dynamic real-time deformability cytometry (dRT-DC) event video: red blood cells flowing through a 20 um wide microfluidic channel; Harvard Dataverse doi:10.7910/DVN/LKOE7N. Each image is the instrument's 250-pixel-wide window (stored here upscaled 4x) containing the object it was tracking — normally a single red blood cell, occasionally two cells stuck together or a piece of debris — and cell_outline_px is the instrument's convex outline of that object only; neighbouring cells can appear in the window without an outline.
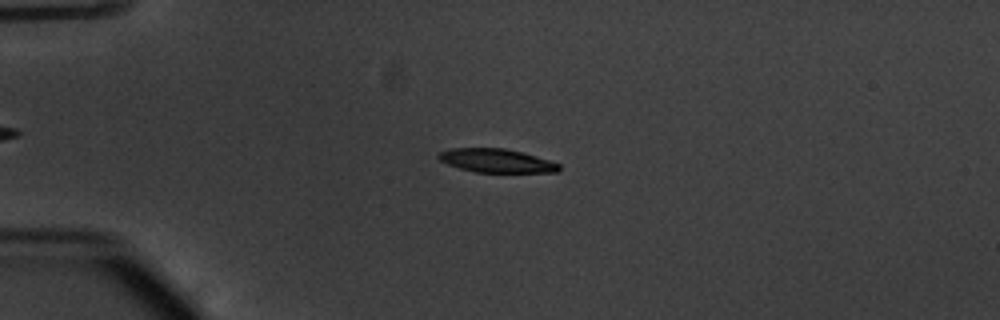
{"species": "common noctule bat (a hibernating species)", "species_latin": "Nyctalus noctula", "temperature_condition": "warm", "stored_images_in_passage": 54, "camera_frame_rate_fps": 3000, "um_per_image_px": 0.085, "animal": {"sex": "male", "body_mass_g": 20.1, "forearm_length_mm": 53.5}, "frame": {"image": 1, "passage_image": 14, "time_ms": 4.333, "image_size_px": [1000, 320], "cell_outline_px": [[560, 168], [556, 172], [476, 172], [460, 168], [448, 164], [440, 160], [436, 156], [440, 152], [448, 148], [504, 148], [524, 152], [560, 164]], "centroid_in_image_um": [42.18, 13.65], "position_along_channel_um": 42.8, "area_um2": 16.53}}
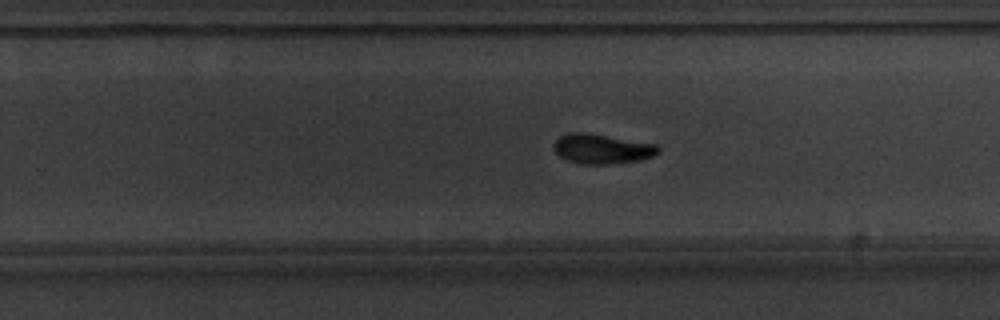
{"frame": {"image": 2, "passage_image": 35, "time_ms": 11.333, "image_size_px": [1000, 320], "cell_outline_px": [[660, 152], [652, 156], [640, 160], [608, 164], [580, 164], [568, 160], [560, 156], [552, 148], [552, 144], [560, 136], [568, 132], [588, 132], [656, 144], [660, 148]], "centroid_in_image_um": [51.14, 12.64], "position_along_channel_um": 278.7, "area_um2": 18.26}}
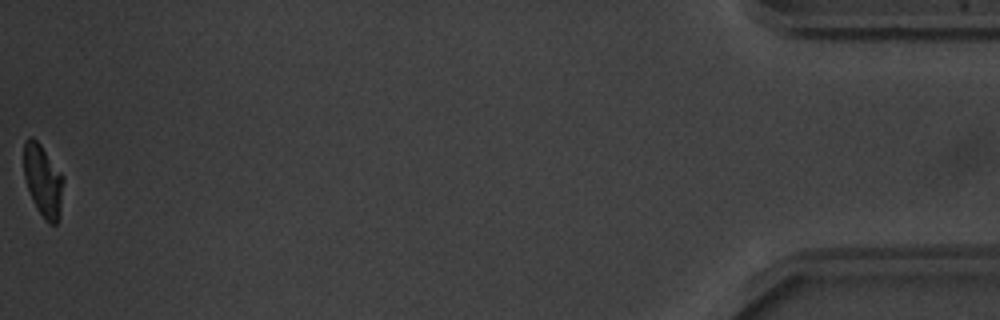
{"frame": {"image": 3, "passage_image": 54, "time_ms": 17.667, "image_size_px": [1000, 320], "cell_outline_px": [[64, 180], [60, 216], [56, 224], [48, 224], [44, 220], [36, 208], [32, 200], [24, 176], [24, 140], [28, 136], [32, 136], [40, 144], [64, 176]], "centroid_in_image_um": [3.67, 15.37], "position_along_channel_um": 431.5, "area_um2": 16.82}, "authors_computed_cell_mechanics": {"area_um2": 17.629, "velocity_mm_per_s": 3.8217, "shape_relaxation_time_tau1_ms": 2.7528, "shape_relaxation_time_tau2_ms": 3.446, "deformation_change_tau1": 0.1371, "deformation_change_tau2": 0.0947}}